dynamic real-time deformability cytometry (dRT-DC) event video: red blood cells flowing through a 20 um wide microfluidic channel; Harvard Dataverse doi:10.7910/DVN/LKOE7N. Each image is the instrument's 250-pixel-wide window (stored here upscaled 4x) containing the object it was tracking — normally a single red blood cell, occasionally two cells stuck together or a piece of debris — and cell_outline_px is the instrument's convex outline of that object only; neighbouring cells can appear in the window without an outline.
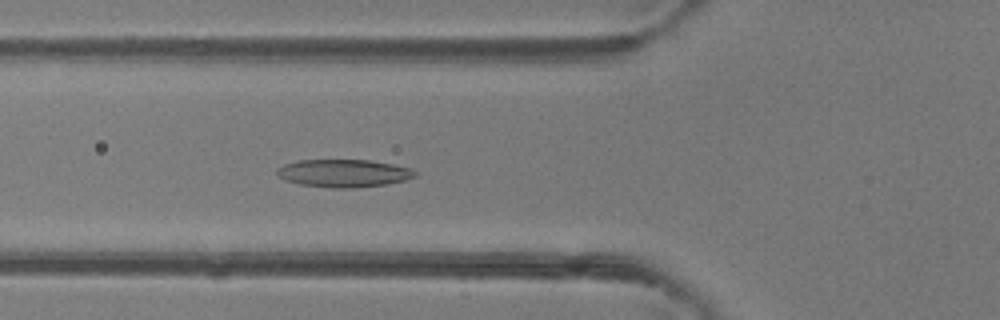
{"species": "common noctule bat (a hibernating species)", "species_latin": "Nyctalus noctula", "temperature_condition": "room temperature", "stored_images_in_passage": 33, "camera_frame_rate_fps": 3000, "um_per_image_px": 0.085, "animal": {"sex": "female"}, "frame": {"image": 1, "passage_image": 9, "time_ms": 2.667, "image_size_px": [1000, 320], "cell_outline_px": [[416, 176], [404, 180], [388, 184], [356, 188], [332, 188], [300, 184], [284, 180], [276, 176], [276, 168], [284, 164], [296, 160], [368, 160], [392, 164], [412, 168], [416, 172]], "centroid_in_image_um": [29.18, 14.72], "position_along_channel_um": 96.6, "area_um2": 22.54}}
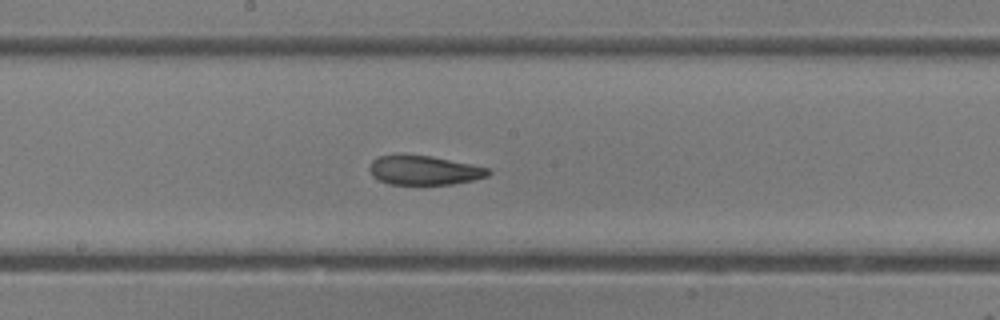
{"frame": {"image": 2, "passage_image": 17, "time_ms": 5.333, "image_size_px": [1000, 320], "cell_outline_px": [[492, 172], [488, 176], [472, 180], [452, 184], [388, 184], [372, 176], [368, 168], [372, 160], [376, 156], [396, 152], [404, 152], [432, 156], [492, 168]], "centroid_in_image_um": [36.0, 14.42], "position_along_channel_um": 212.2, "area_um2": 21.04}}
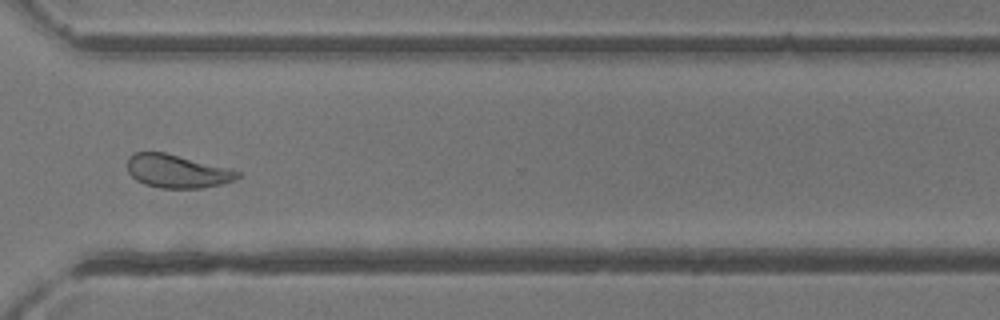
{"frame": {"image": 3, "passage_image": 27, "time_ms": 8.667, "image_size_px": [1000, 320], "cell_outline_px": [[240, 176], [236, 180], [204, 188], [160, 188], [144, 184], [136, 180], [128, 172], [128, 156], [136, 152], [164, 152], [232, 168], [240, 172]], "centroid_in_image_um": [15.08, 14.55], "position_along_channel_um": 355.5, "area_um2": 21.56}, "authors_computed_cell_mechanics": {"area_um2": 21.5594, "velocity_mm_per_s": 4.3192, "shape_relaxation_time_tau1_ms": 5.8136, "shape_relaxation_time_tau2_ms": 2.0689, "deformation_change_tau1": 0.1543, "deformation_change_tau2": 0.0894}}